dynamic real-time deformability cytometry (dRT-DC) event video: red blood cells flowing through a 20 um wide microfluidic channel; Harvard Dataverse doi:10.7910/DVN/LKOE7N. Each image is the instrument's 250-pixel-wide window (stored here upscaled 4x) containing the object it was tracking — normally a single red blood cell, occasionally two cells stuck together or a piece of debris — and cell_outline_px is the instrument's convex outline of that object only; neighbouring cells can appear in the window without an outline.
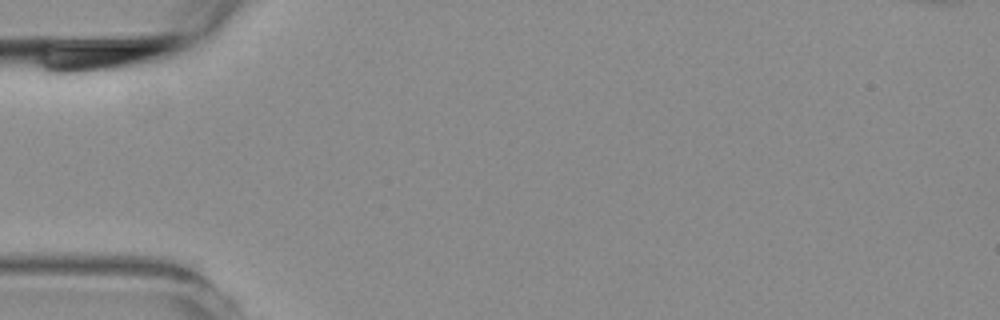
{"species": "common noctule bat (a hibernating species)", "species_latin": "Nyctalus noctula", "temperature_condition": "room temperature", "stored_images_in_passage": 9, "segment_of_instrument_passage": [1, 2], "camera_frame_rate_fps": 3000, "um_per_image_px": 0.085, "animal": {"sex": "female", "body_mass_g": 19.3, "forearm_length_mm": 54.1}, "frame": {"image": 1, "passage_image": 1, "time_ms": 0.0, "image_size_px": [1000, 320], "cell_outline_px": [[156, 52], [132, 64], [116, 68], [92, 72], [56, 76], [48, 76], [36, 64], [36, 56], [40, 48], [44, 44], [156, 44]], "centroid_in_image_um": [7.59, 4.87], "position_along_channel_um": 77.4, "area_um2": 21.1}}
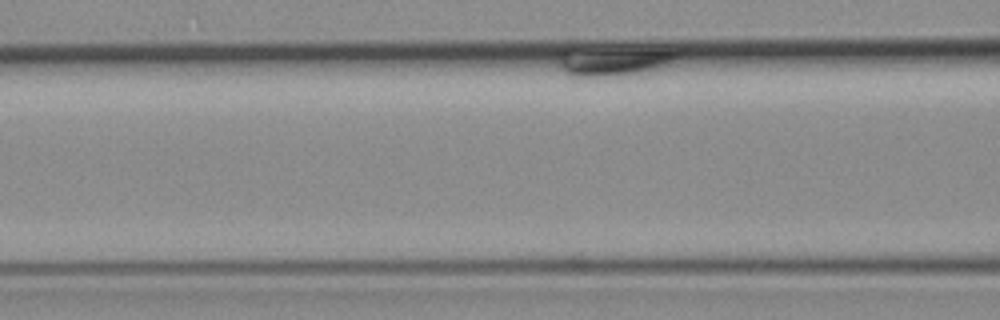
{"frame": {"image": 2, "passage_image": 4, "time_ms": 3.667, "image_size_px": [1000, 320], "cell_outline_px": [[676, 56], [668, 64], [656, 68], [640, 72], [584, 80], [572, 80], [564, 72], [560, 64], [560, 56], [568, 48], [612, 44], [620, 44], [676, 52]], "centroid_in_image_um": [51.98, 5.16], "position_along_channel_um": 114.6, "area_um2": 21.73}}
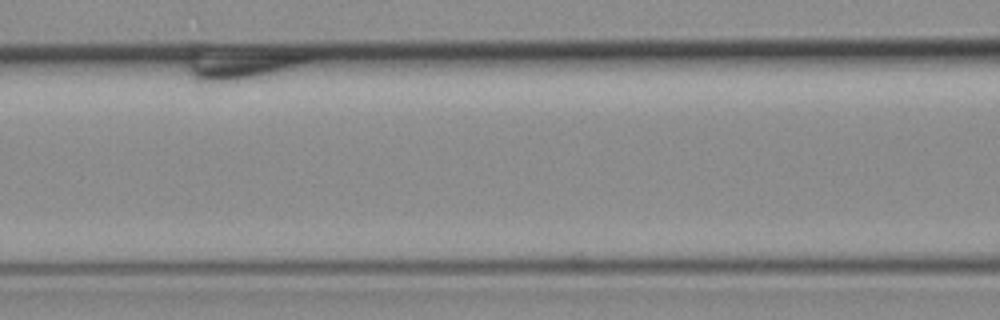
{"frame": {"image": 3, "passage_image": 6, "time_ms": 6.0, "image_size_px": [1000, 320], "cell_outline_px": [[308, 60], [292, 68], [236, 84], [196, 84], [188, 68], [188, 60], [196, 44], [204, 44], [308, 56]], "centroid_in_image_um": [20.13, 5.45], "position_along_channel_um": 146.5, "area_um2": 23.7}}